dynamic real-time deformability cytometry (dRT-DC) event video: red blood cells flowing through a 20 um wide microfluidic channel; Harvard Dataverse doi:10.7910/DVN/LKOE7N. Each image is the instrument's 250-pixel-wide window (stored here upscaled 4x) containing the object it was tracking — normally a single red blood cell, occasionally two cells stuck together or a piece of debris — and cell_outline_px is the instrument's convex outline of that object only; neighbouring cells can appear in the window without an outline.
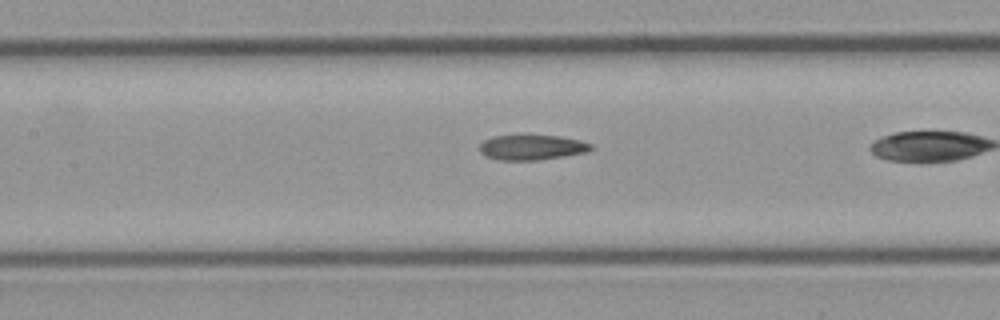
{"species": "common noctule bat (a hibernating species)", "species_latin": "Nyctalus noctula", "temperature_condition": "cold", "stored_images_in_passage": 26, "camera_frame_rate_fps": 3000, "um_per_image_px": 0.085, "animal": {"sex": "male", "body_mass_g": 23.1, "forearm_length_mm": 52.7}, "frame": {"image": 1, "passage_image": 12, "time_ms": 3.667, "image_size_px": [1000, 320], "cell_outline_px": [[592, 148], [588, 152], [564, 156], [536, 160], [500, 160], [484, 156], [480, 152], [480, 144], [484, 140], [492, 136], [556, 136], [580, 140], [592, 144]], "centroid_in_image_um": [45.19, 12.54], "position_along_channel_um": 162.2, "area_um2": 16.13}}
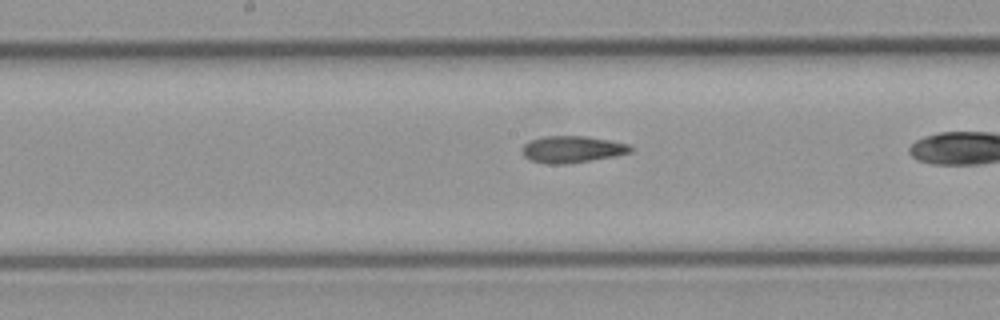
{"frame": {"image": 2, "passage_image": 15, "time_ms": 4.667, "image_size_px": [1000, 320], "cell_outline_px": [[632, 152], [612, 156], [568, 164], [548, 164], [532, 160], [524, 156], [524, 144], [528, 140], [544, 136], [588, 136], [628, 144], [632, 148]], "centroid_in_image_um": [48.62, 12.68], "position_along_channel_um": 199.6, "area_um2": 16.7}}